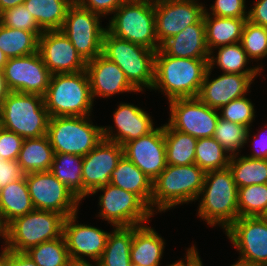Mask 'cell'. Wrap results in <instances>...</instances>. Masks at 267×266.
Listing matches in <instances>:
<instances>
[{"label": "cell", "instance_id": "cell-1", "mask_svg": "<svg viewBox=\"0 0 267 266\" xmlns=\"http://www.w3.org/2000/svg\"><path fill=\"white\" fill-rule=\"evenodd\" d=\"M209 59L178 58L155 53L154 84L151 90L163 92L167 100L198 97Z\"/></svg>", "mask_w": 267, "mask_h": 266}, {"label": "cell", "instance_id": "cell-2", "mask_svg": "<svg viewBox=\"0 0 267 266\" xmlns=\"http://www.w3.org/2000/svg\"><path fill=\"white\" fill-rule=\"evenodd\" d=\"M237 195L238 187L229 168L206 172L197 198V216L212 228L219 226L225 231L239 217Z\"/></svg>", "mask_w": 267, "mask_h": 266}, {"label": "cell", "instance_id": "cell-3", "mask_svg": "<svg viewBox=\"0 0 267 266\" xmlns=\"http://www.w3.org/2000/svg\"><path fill=\"white\" fill-rule=\"evenodd\" d=\"M204 178L205 172L196 164H167L152 183L151 211L164 213L178 205L196 202Z\"/></svg>", "mask_w": 267, "mask_h": 266}, {"label": "cell", "instance_id": "cell-4", "mask_svg": "<svg viewBox=\"0 0 267 266\" xmlns=\"http://www.w3.org/2000/svg\"><path fill=\"white\" fill-rule=\"evenodd\" d=\"M44 103L50 118L91 116L94 101L87 71L53 74Z\"/></svg>", "mask_w": 267, "mask_h": 266}, {"label": "cell", "instance_id": "cell-5", "mask_svg": "<svg viewBox=\"0 0 267 266\" xmlns=\"http://www.w3.org/2000/svg\"><path fill=\"white\" fill-rule=\"evenodd\" d=\"M107 31L123 40L157 51L155 0H126L111 15Z\"/></svg>", "mask_w": 267, "mask_h": 266}, {"label": "cell", "instance_id": "cell-6", "mask_svg": "<svg viewBox=\"0 0 267 266\" xmlns=\"http://www.w3.org/2000/svg\"><path fill=\"white\" fill-rule=\"evenodd\" d=\"M49 120L40 95L10 92L0 105V126L24 139L47 135Z\"/></svg>", "mask_w": 267, "mask_h": 266}, {"label": "cell", "instance_id": "cell-7", "mask_svg": "<svg viewBox=\"0 0 267 266\" xmlns=\"http://www.w3.org/2000/svg\"><path fill=\"white\" fill-rule=\"evenodd\" d=\"M155 53L156 51L145 46L115 37L107 30L104 33L102 55L121 68L139 93L152 89Z\"/></svg>", "mask_w": 267, "mask_h": 266}, {"label": "cell", "instance_id": "cell-8", "mask_svg": "<svg viewBox=\"0 0 267 266\" xmlns=\"http://www.w3.org/2000/svg\"><path fill=\"white\" fill-rule=\"evenodd\" d=\"M47 136L54 153L85 156L103 138L102 126L93 124L91 116L52 117Z\"/></svg>", "mask_w": 267, "mask_h": 266}, {"label": "cell", "instance_id": "cell-9", "mask_svg": "<svg viewBox=\"0 0 267 266\" xmlns=\"http://www.w3.org/2000/svg\"><path fill=\"white\" fill-rule=\"evenodd\" d=\"M64 217L52 211L37 210L15 218L7 225L6 249L26 252L63 234Z\"/></svg>", "mask_w": 267, "mask_h": 266}, {"label": "cell", "instance_id": "cell-10", "mask_svg": "<svg viewBox=\"0 0 267 266\" xmlns=\"http://www.w3.org/2000/svg\"><path fill=\"white\" fill-rule=\"evenodd\" d=\"M99 196L98 217L111 225L117 226H138L151 220L155 214L150 208L134 193L128 192L112 184L96 189L92 194L98 192Z\"/></svg>", "mask_w": 267, "mask_h": 266}, {"label": "cell", "instance_id": "cell-11", "mask_svg": "<svg viewBox=\"0 0 267 266\" xmlns=\"http://www.w3.org/2000/svg\"><path fill=\"white\" fill-rule=\"evenodd\" d=\"M101 16L73 3L67 10L61 31L68 37L85 62L102 54L103 36ZM101 22V23H100Z\"/></svg>", "mask_w": 267, "mask_h": 266}, {"label": "cell", "instance_id": "cell-12", "mask_svg": "<svg viewBox=\"0 0 267 266\" xmlns=\"http://www.w3.org/2000/svg\"><path fill=\"white\" fill-rule=\"evenodd\" d=\"M25 179L35 209L59 213L64 218L79 211L81 200L50 171L26 173Z\"/></svg>", "mask_w": 267, "mask_h": 266}, {"label": "cell", "instance_id": "cell-13", "mask_svg": "<svg viewBox=\"0 0 267 266\" xmlns=\"http://www.w3.org/2000/svg\"><path fill=\"white\" fill-rule=\"evenodd\" d=\"M168 124L196 139L214 136L219 110L204 104L198 97L177 98L169 102Z\"/></svg>", "mask_w": 267, "mask_h": 266}, {"label": "cell", "instance_id": "cell-14", "mask_svg": "<svg viewBox=\"0 0 267 266\" xmlns=\"http://www.w3.org/2000/svg\"><path fill=\"white\" fill-rule=\"evenodd\" d=\"M223 232L239 252L238 259L267 266V219L264 216L238 217Z\"/></svg>", "mask_w": 267, "mask_h": 266}, {"label": "cell", "instance_id": "cell-15", "mask_svg": "<svg viewBox=\"0 0 267 266\" xmlns=\"http://www.w3.org/2000/svg\"><path fill=\"white\" fill-rule=\"evenodd\" d=\"M11 92L45 96L52 74L39 52L10 58L3 68Z\"/></svg>", "mask_w": 267, "mask_h": 266}, {"label": "cell", "instance_id": "cell-16", "mask_svg": "<svg viewBox=\"0 0 267 266\" xmlns=\"http://www.w3.org/2000/svg\"><path fill=\"white\" fill-rule=\"evenodd\" d=\"M206 6L198 0H155L156 36L161 45L187 26L198 23Z\"/></svg>", "mask_w": 267, "mask_h": 266}, {"label": "cell", "instance_id": "cell-17", "mask_svg": "<svg viewBox=\"0 0 267 266\" xmlns=\"http://www.w3.org/2000/svg\"><path fill=\"white\" fill-rule=\"evenodd\" d=\"M123 156V146L103 139L83 156V200L96 189L110 184V177Z\"/></svg>", "mask_w": 267, "mask_h": 266}, {"label": "cell", "instance_id": "cell-18", "mask_svg": "<svg viewBox=\"0 0 267 266\" xmlns=\"http://www.w3.org/2000/svg\"><path fill=\"white\" fill-rule=\"evenodd\" d=\"M78 212L64 219L63 236L70 259L98 262L105 250L110 234L100 228L78 223Z\"/></svg>", "mask_w": 267, "mask_h": 266}, {"label": "cell", "instance_id": "cell-19", "mask_svg": "<svg viewBox=\"0 0 267 266\" xmlns=\"http://www.w3.org/2000/svg\"><path fill=\"white\" fill-rule=\"evenodd\" d=\"M38 52L50 73H77L86 62L61 30H47L38 38Z\"/></svg>", "mask_w": 267, "mask_h": 266}, {"label": "cell", "instance_id": "cell-20", "mask_svg": "<svg viewBox=\"0 0 267 266\" xmlns=\"http://www.w3.org/2000/svg\"><path fill=\"white\" fill-rule=\"evenodd\" d=\"M123 155L153 182L167 166L163 125L125 143Z\"/></svg>", "mask_w": 267, "mask_h": 266}, {"label": "cell", "instance_id": "cell-21", "mask_svg": "<svg viewBox=\"0 0 267 266\" xmlns=\"http://www.w3.org/2000/svg\"><path fill=\"white\" fill-rule=\"evenodd\" d=\"M208 68L198 98L207 106L220 109L230 101L247 96L250 85L260 74L223 73L212 79ZM250 90V91H249Z\"/></svg>", "mask_w": 267, "mask_h": 266}, {"label": "cell", "instance_id": "cell-22", "mask_svg": "<svg viewBox=\"0 0 267 266\" xmlns=\"http://www.w3.org/2000/svg\"><path fill=\"white\" fill-rule=\"evenodd\" d=\"M112 117L114 126H102L103 138L122 146L155 129L153 117L144 109L131 103H119Z\"/></svg>", "mask_w": 267, "mask_h": 266}, {"label": "cell", "instance_id": "cell-23", "mask_svg": "<svg viewBox=\"0 0 267 266\" xmlns=\"http://www.w3.org/2000/svg\"><path fill=\"white\" fill-rule=\"evenodd\" d=\"M86 71L93 101L96 97L109 98L116 94L139 92L129 82L121 68L102 54L86 62Z\"/></svg>", "mask_w": 267, "mask_h": 266}, {"label": "cell", "instance_id": "cell-24", "mask_svg": "<svg viewBox=\"0 0 267 266\" xmlns=\"http://www.w3.org/2000/svg\"><path fill=\"white\" fill-rule=\"evenodd\" d=\"M160 49L171 57L209 59L204 18L165 40Z\"/></svg>", "mask_w": 267, "mask_h": 266}, {"label": "cell", "instance_id": "cell-25", "mask_svg": "<svg viewBox=\"0 0 267 266\" xmlns=\"http://www.w3.org/2000/svg\"><path fill=\"white\" fill-rule=\"evenodd\" d=\"M165 241L155 229L147 226L146 223L133 226V242L130 251L132 265L160 266Z\"/></svg>", "mask_w": 267, "mask_h": 266}, {"label": "cell", "instance_id": "cell-26", "mask_svg": "<svg viewBox=\"0 0 267 266\" xmlns=\"http://www.w3.org/2000/svg\"><path fill=\"white\" fill-rule=\"evenodd\" d=\"M152 181L124 155L110 177V184L136 194L151 210Z\"/></svg>", "mask_w": 267, "mask_h": 266}, {"label": "cell", "instance_id": "cell-27", "mask_svg": "<svg viewBox=\"0 0 267 266\" xmlns=\"http://www.w3.org/2000/svg\"><path fill=\"white\" fill-rule=\"evenodd\" d=\"M206 44L209 52L220 46L241 42L248 18H229L204 15Z\"/></svg>", "mask_w": 267, "mask_h": 266}, {"label": "cell", "instance_id": "cell-28", "mask_svg": "<svg viewBox=\"0 0 267 266\" xmlns=\"http://www.w3.org/2000/svg\"><path fill=\"white\" fill-rule=\"evenodd\" d=\"M34 209L25 176L0 188V213L6 225Z\"/></svg>", "mask_w": 267, "mask_h": 266}, {"label": "cell", "instance_id": "cell-29", "mask_svg": "<svg viewBox=\"0 0 267 266\" xmlns=\"http://www.w3.org/2000/svg\"><path fill=\"white\" fill-rule=\"evenodd\" d=\"M214 50H217V53ZM249 61L241 42H238L213 49L210 52L208 68L213 69L217 66L223 73L261 74L264 65L261 63L258 66L247 67Z\"/></svg>", "mask_w": 267, "mask_h": 266}, {"label": "cell", "instance_id": "cell-30", "mask_svg": "<svg viewBox=\"0 0 267 266\" xmlns=\"http://www.w3.org/2000/svg\"><path fill=\"white\" fill-rule=\"evenodd\" d=\"M54 151L47 135L38 138H25L17 161L26 173L50 171Z\"/></svg>", "mask_w": 267, "mask_h": 266}, {"label": "cell", "instance_id": "cell-31", "mask_svg": "<svg viewBox=\"0 0 267 266\" xmlns=\"http://www.w3.org/2000/svg\"><path fill=\"white\" fill-rule=\"evenodd\" d=\"M112 230L98 266H132L133 226H113Z\"/></svg>", "mask_w": 267, "mask_h": 266}, {"label": "cell", "instance_id": "cell-32", "mask_svg": "<svg viewBox=\"0 0 267 266\" xmlns=\"http://www.w3.org/2000/svg\"><path fill=\"white\" fill-rule=\"evenodd\" d=\"M74 0H25L23 5L43 31L60 30Z\"/></svg>", "mask_w": 267, "mask_h": 266}, {"label": "cell", "instance_id": "cell-33", "mask_svg": "<svg viewBox=\"0 0 267 266\" xmlns=\"http://www.w3.org/2000/svg\"><path fill=\"white\" fill-rule=\"evenodd\" d=\"M168 165L185 166L195 164L197 140L195 137L173 129L167 122L163 124Z\"/></svg>", "mask_w": 267, "mask_h": 266}, {"label": "cell", "instance_id": "cell-34", "mask_svg": "<svg viewBox=\"0 0 267 266\" xmlns=\"http://www.w3.org/2000/svg\"><path fill=\"white\" fill-rule=\"evenodd\" d=\"M83 156L54 153L50 172L81 201L83 200L82 181Z\"/></svg>", "mask_w": 267, "mask_h": 266}, {"label": "cell", "instance_id": "cell-35", "mask_svg": "<svg viewBox=\"0 0 267 266\" xmlns=\"http://www.w3.org/2000/svg\"><path fill=\"white\" fill-rule=\"evenodd\" d=\"M43 32H30L0 24V49L10 59L38 52V38Z\"/></svg>", "mask_w": 267, "mask_h": 266}, {"label": "cell", "instance_id": "cell-36", "mask_svg": "<svg viewBox=\"0 0 267 266\" xmlns=\"http://www.w3.org/2000/svg\"><path fill=\"white\" fill-rule=\"evenodd\" d=\"M228 168L238 188L267 183V159H252L238 154L231 156Z\"/></svg>", "mask_w": 267, "mask_h": 266}, {"label": "cell", "instance_id": "cell-37", "mask_svg": "<svg viewBox=\"0 0 267 266\" xmlns=\"http://www.w3.org/2000/svg\"><path fill=\"white\" fill-rule=\"evenodd\" d=\"M251 129L245 125L230 122L219 117L213 138L230 154L231 156L241 153V149L250 142ZM250 137V138H249Z\"/></svg>", "mask_w": 267, "mask_h": 266}, {"label": "cell", "instance_id": "cell-38", "mask_svg": "<svg viewBox=\"0 0 267 266\" xmlns=\"http://www.w3.org/2000/svg\"><path fill=\"white\" fill-rule=\"evenodd\" d=\"M231 155L213 138H199L196 143L195 164L205 173L228 168Z\"/></svg>", "mask_w": 267, "mask_h": 266}, {"label": "cell", "instance_id": "cell-39", "mask_svg": "<svg viewBox=\"0 0 267 266\" xmlns=\"http://www.w3.org/2000/svg\"><path fill=\"white\" fill-rule=\"evenodd\" d=\"M26 253L38 266H67L71 260L63 235L31 247Z\"/></svg>", "mask_w": 267, "mask_h": 266}, {"label": "cell", "instance_id": "cell-40", "mask_svg": "<svg viewBox=\"0 0 267 266\" xmlns=\"http://www.w3.org/2000/svg\"><path fill=\"white\" fill-rule=\"evenodd\" d=\"M239 217L265 216L267 214V183L238 188Z\"/></svg>", "mask_w": 267, "mask_h": 266}, {"label": "cell", "instance_id": "cell-41", "mask_svg": "<svg viewBox=\"0 0 267 266\" xmlns=\"http://www.w3.org/2000/svg\"><path fill=\"white\" fill-rule=\"evenodd\" d=\"M243 49L251 61L267 58V28L246 21L241 38Z\"/></svg>", "mask_w": 267, "mask_h": 266}, {"label": "cell", "instance_id": "cell-42", "mask_svg": "<svg viewBox=\"0 0 267 266\" xmlns=\"http://www.w3.org/2000/svg\"><path fill=\"white\" fill-rule=\"evenodd\" d=\"M251 99L246 96L230 101L219 109L220 117L251 128L255 120V109Z\"/></svg>", "mask_w": 267, "mask_h": 266}, {"label": "cell", "instance_id": "cell-43", "mask_svg": "<svg viewBox=\"0 0 267 266\" xmlns=\"http://www.w3.org/2000/svg\"><path fill=\"white\" fill-rule=\"evenodd\" d=\"M1 24L6 27L22 29L30 32H44L24 5L11 7L0 13Z\"/></svg>", "mask_w": 267, "mask_h": 266}, {"label": "cell", "instance_id": "cell-44", "mask_svg": "<svg viewBox=\"0 0 267 266\" xmlns=\"http://www.w3.org/2000/svg\"><path fill=\"white\" fill-rule=\"evenodd\" d=\"M246 0H215L204 15L229 18H248ZM210 11V12H209Z\"/></svg>", "mask_w": 267, "mask_h": 266}, {"label": "cell", "instance_id": "cell-45", "mask_svg": "<svg viewBox=\"0 0 267 266\" xmlns=\"http://www.w3.org/2000/svg\"><path fill=\"white\" fill-rule=\"evenodd\" d=\"M24 138L0 126V159L17 160Z\"/></svg>", "mask_w": 267, "mask_h": 266}, {"label": "cell", "instance_id": "cell-46", "mask_svg": "<svg viewBox=\"0 0 267 266\" xmlns=\"http://www.w3.org/2000/svg\"><path fill=\"white\" fill-rule=\"evenodd\" d=\"M126 0H74L79 6L90 10L93 13L106 17L112 15L114 11Z\"/></svg>", "mask_w": 267, "mask_h": 266}, {"label": "cell", "instance_id": "cell-47", "mask_svg": "<svg viewBox=\"0 0 267 266\" xmlns=\"http://www.w3.org/2000/svg\"><path fill=\"white\" fill-rule=\"evenodd\" d=\"M25 176L17 160H0V188Z\"/></svg>", "mask_w": 267, "mask_h": 266}, {"label": "cell", "instance_id": "cell-48", "mask_svg": "<svg viewBox=\"0 0 267 266\" xmlns=\"http://www.w3.org/2000/svg\"><path fill=\"white\" fill-rule=\"evenodd\" d=\"M254 5L248 9V21L267 28V0L253 1Z\"/></svg>", "mask_w": 267, "mask_h": 266}, {"label": "cell", "instance_id": "cell-49", "mask_svg": "<svg viewBox=\"0 0 267 266\" xmlns=\"http://www.w3.org/2000/svg\"><path fill=\"white\" fill-rule=\"evenodd\" d=\"M265 126L267 127V123L265 124ZM264 133L258 132V134H254V136L252 137L253 140H251L250 142L252 143L254 149H252L250 155L245 156L252 159H267V132L265 133L266 135Z\"/></svg>", "mask_w": 267, "mask_h": 266}, {"label": "cell", "instance_id": "cell-50", "mask_svg": "<svg viewBox=\"0 0 267 266\" xmlns=\"http://www.w3.org/2000/svg\"><path fill=\"white\" fill-rule=\"evenodd\" d=\"M7 266H38L26 252L7 249Z\"/></svg>", "mask_w": 267, "mask_h": 266}, {"label": "cell", "instance_id": "cell-51", "mask_svg": "<svg viewBox=\"0 0 267 266\" xmlns=\"http://www.w3.org/2000/svg\"><path fill=\"white\" fill-rule=\"evenodd\" d=\"M196 245L187 248L186 252V266H203L202 259L199 256Z\"/></svg>", "mask_w": 267, "mask_h": 266}, {"label": "cell", "instance_id": "cell-52", "mask_svg": "<svg viewBox=\"0 0 267 266\" xmlns=\"http://www.w3.org/2000/svg\"><path fill=\"white\" fill-rule=\"evenodd\" d=\"M10 92L3 70H0V105L4 102Z\"/></svg>", "mask_w": 267, "mask_h": 266}, {"label": "cell", "instance_id": "cell-53", "mask_svg": "<svg viewBox=\"0 0 267 266\" xmlns=\"http://www.w3.org/2000/svg\"><path fill=\"white\" fill-rule=\"evenodd\" d=\"M25 0H0V13L11 7L23 5Z\"/></svg>", "mask_w": 267, "mask_h": 266}, {"label": "cell", "instance_id": "cell-54", "mask_svg": "<svg viewBox=\"0 0 267 266\" xmlns=\"http://www.w3.org/2000/svg\"><path fill=\"white\" fill-rule=\"evenodd\" d=\"M94 263V264H93ZM91 263L88 260H70L67 266H98V262Z\"/></svg>", "mask_w": 267, "mask_h": 266}, {"label": "cell", "instance_id": "cell-55", "mask_svg": "<svg viewBox=\"0 0 267 266\" xmlns=\"http://www.w3.org/2000/svg\"><path fill=\"white\" fill-rule=\"evenodd\" d=\"M0 237H2L4 248H6V239H7V225L2 219L1 213H0Z\"/></svg>", "mask_w": 267, "mask_h": 266}, {"label": "cell", "instance_id": "cell-56", "mask_svg": "<svg viewBox=\"0 0 267 266\" xmlns=\"http://www.w3.org/2000/svg\"><path fill=\"white\" fill-rule=\"evenodd\" d=\"M1 247L3 249L0 252V266H7V249L4 248L2 245Z\"/></svg>", "mask_w": 267, "mask_h": 266}, {"label": "cell", "instance_id": "cell-57", "mask_svg": "<svg viewBox=\"0 0 267 266\" xmlns=\"http://www.w3.org/2000/svg\"><path fill=\"white\" fill-rule=\"evenodd\" d=\"M9 58L4 54V52L0 49V70H3L5 64Z\"/></svg>", "mask_w": 267, "mask_h": 266}, {"label": "cell", "instance_id": "cell-58", "mask_svg": "<svg viewBox=\"0 0 267 266\" xmlns=\"http://www.w3.org/2000/svg\"><path fill=\"white\" fill-rule=\"evenodd\" d=\"M230 266H256V265H253L251 263H248L246 261L238 259V261H236L235 263L231 264Z\"/></svg>", "mask_w": 267, "mask_h": 266}, {"label": "cell", "instance_id": "cell-59", "mask_svg": "<svg viewBox=\"0 0 267 266\" xmlns=\"http://www.w3.org/2000/svg\"><path fill=\"white\" fill-rule=\"evenodd\" d=\"M184 258L181 260L179 259L178 261L176 260V262H173L170 266H186V254Z\"/></svg>", "mask_w": 267, "mask_h": 266}]
</instances>
